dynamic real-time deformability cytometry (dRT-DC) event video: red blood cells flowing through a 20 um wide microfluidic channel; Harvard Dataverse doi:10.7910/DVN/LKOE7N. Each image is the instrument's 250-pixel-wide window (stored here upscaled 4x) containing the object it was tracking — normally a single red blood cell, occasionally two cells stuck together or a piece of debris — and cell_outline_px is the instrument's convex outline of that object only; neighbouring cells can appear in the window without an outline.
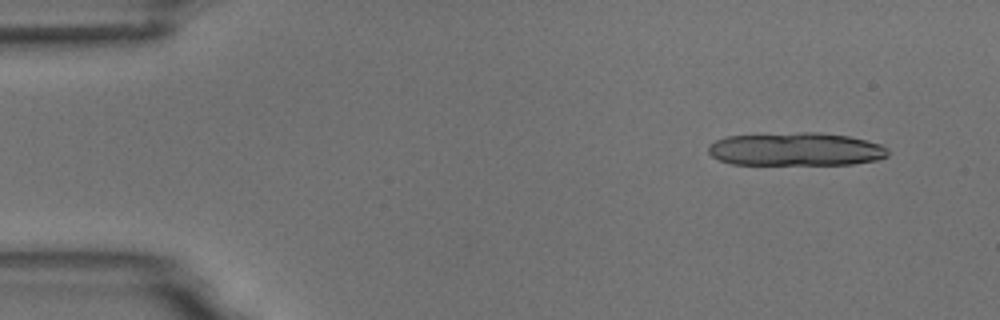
{"species": "common noctule bat (a hibernating species)", "species_latin": "Nyctalus noctula", "temperature_condition": "room temperature", "stored_images_in_passage": 7, "camera_frame_rate_fps": 3000, "um_per_image_px": 0.085, "animal": {"sex": "male", "body_mass_g": 18.8}, "frame": {"image": 1, "passage_image": 1, "time_ms": 0.0, "image_size_px": [1000, 320], "cell_outline_px": [[888, 156], [876, 160], [852, 164], [732, 164], [720, 160], [712, 156], [708, 152], [708, 144], [716, 140], [728, 136], [800, 132], [816, 132], [848, 136], [880, 144], [888, 148]], "centroid_in_image_um": [67.64, 12.68], "position_along_channel_um": 17.4, "area_um2": 34.68}}
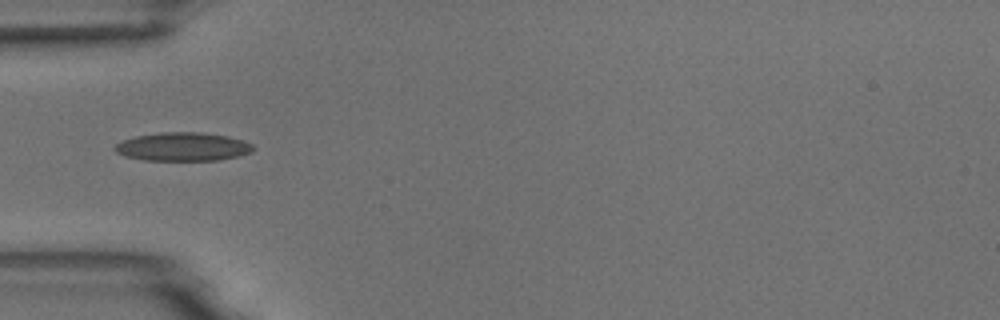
{"frame": {"image": 2, "passage_image": 4, "time_ms": 4.333, "image_size_px": [1000, 320], "cell_outline_px": [[256, 148], [252, 152], [240, 156], [220, 160], [144, 160], [124, 156], [116, 152], [112, 148], [120, 140], [136, 136], [160, 132], [200, 132], [228, 136], [244, 140], [252, 144]], "centroid_in_image_um": [15.55, 12.47], "position_along_channel_um": 69.4, "area_um2": 23.29}}